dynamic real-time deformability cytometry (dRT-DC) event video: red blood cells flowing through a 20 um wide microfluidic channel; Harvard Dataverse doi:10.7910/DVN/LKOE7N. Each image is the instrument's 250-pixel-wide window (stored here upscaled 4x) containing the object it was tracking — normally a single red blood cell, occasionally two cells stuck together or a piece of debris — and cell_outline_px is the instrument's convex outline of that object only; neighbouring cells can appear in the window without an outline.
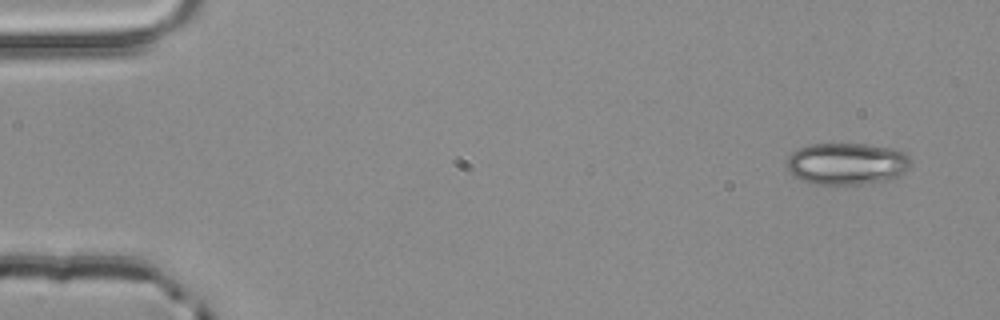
{"species": "common noctule bat (a hibernating species)", "species_latin": "Nyctalus noctula", "temperature_condition": "room temperature", "stored_images_in_passage": 3, "camera_frame_rate_fps": 3000, "um_per_image_px": 0.085, "animal": {"sex": "male", "body_mass_g": 20.4}, "frame": {"image": 1, "passage_image": 1, "time_ms": 0.0, "image_size_px": [1000, 320], "cell_outline_px": [[912, 164], [904, 172], [888, 180], [860, 184], [812, 184], [800, 180], [792, 176], [788, 172], [788, 156], [792, 152], [808, 144], [864, 144], [896, 148], [904, 152], [908, 156]], "centroid_in_image_um": [71.97, 13.91], "position_along_channel_um": 13.0, "area_um2": 30.46}}